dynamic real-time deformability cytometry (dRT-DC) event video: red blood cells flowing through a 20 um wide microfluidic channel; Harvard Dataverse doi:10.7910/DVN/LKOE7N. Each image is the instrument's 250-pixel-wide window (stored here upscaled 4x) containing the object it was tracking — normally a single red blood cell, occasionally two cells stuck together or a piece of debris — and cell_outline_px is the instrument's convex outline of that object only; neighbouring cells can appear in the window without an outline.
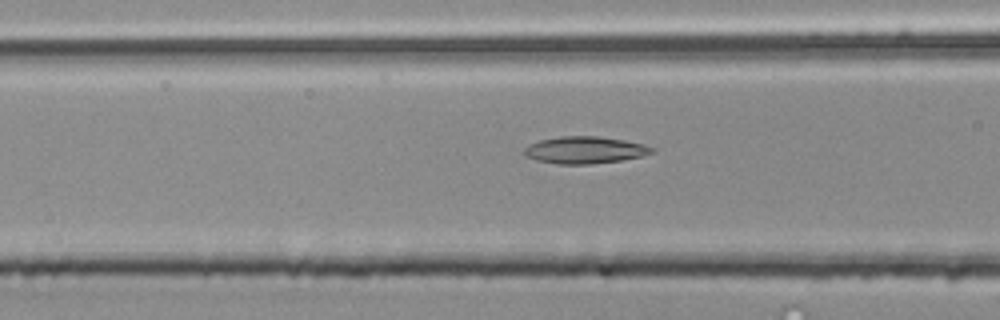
{"species": "common noctule bat (a hibernating species)", "species_latin": "Nyctalus noctula", "temperature_condition": "room temperature", "stored_images_in_passage": 40, "camera_frame_rate_fps": 3000, "um_per_image_px": 0.085, "animal": {"sex": "male", "body_mass_g": 20.4}, "frame": {"image": 1, "passage_image": 12, "time_ms": 3.667, "image_size_px": [1000, 320], "cell_outline_px": [[652, 152], [640, 156], [620, 160], [592, 164], [556, 164], [536, 160], [524, 156], [524, 148], [528, 144], [540, 140], [560, 136], [596, 136], [624, 140], [644, 144], [652, 148]], "centroid_in_image_um": [49.63, 12.75], "position_along_channel_um": 117.0, "area_um2": 20.0}}
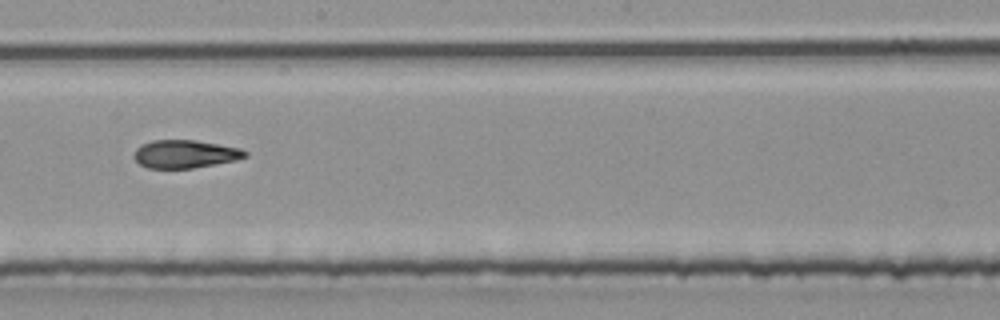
{"frame": {"image": 2, "passage_image": 21, "time_ms": 6.667, "image_size_px": [1000, 320], "cell_outline_px": [[248, 156], [236, 160], [192, 168], [148, 168], [140, 164], [132, 156], [136, 148], [140, 144], [152, 140], [196, 140], [240, 148], [248, 152]], "centroid_in_image_um": [15.71, 13.08], "position_along_channel_um": 232.5, "area_um2": 18.21}}
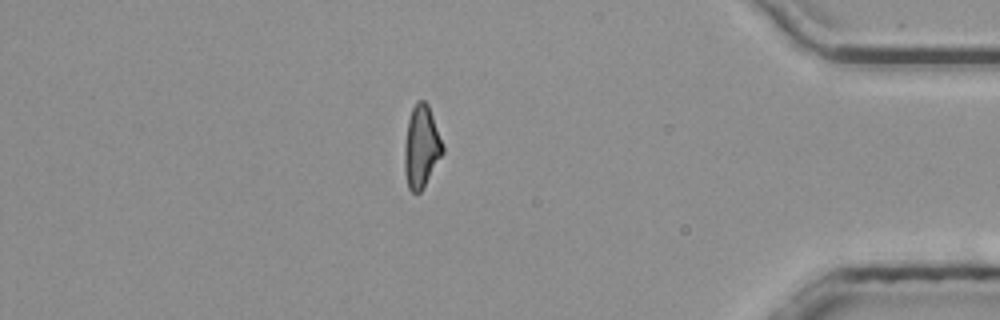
{"frame": {"image": 3, "passage_image": 37, "time_ms": 12.0, "image_size_px": [1000, 320], "cell_outline_px": [[444, 152], [424, 188], [420, 192], [412, 192], [408, 188], [404, 172], [404, 144], [408, 120], [412, 108], [416, 100], [424, 100], [428, 104], [444, 144]], "centroid_in_image_um": [35.82, 12.48], "position_along_channel_um": 399.4, "area_um2": 18.67}}